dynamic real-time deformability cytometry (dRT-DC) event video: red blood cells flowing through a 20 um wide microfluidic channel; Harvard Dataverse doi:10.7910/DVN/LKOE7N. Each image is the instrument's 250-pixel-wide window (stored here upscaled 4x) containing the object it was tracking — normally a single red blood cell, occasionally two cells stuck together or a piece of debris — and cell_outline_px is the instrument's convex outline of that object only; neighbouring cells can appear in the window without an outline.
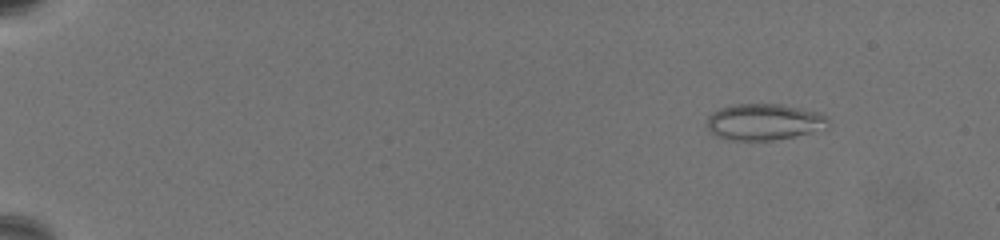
{"species": "common noctule bat (a hibernating species)", "species_latin": "Nyctalus noctula", "temperature_condition": "warm", "stored_images_in_passage": 68, "camera_frame_rate_fps": 3000, "um_per_image_px": 0.085, "animal": {"sex": "female", "body_mass_g": 19.5, "forearm_length_mm": 54.1}, "frame": {"image": 1, "passage_image": 9, "time_ms": 2.667, "image_size_px": [1000, 240], "cell_outline_px": [[828, 120], [808, 132], [792, 136], [772, 140], [728, 140], [716, 136], [708, 128], [708, 116], [712, 112], [720, 108], [736, 104], [780, 104], [820, 112], [828, 116]], "centroid_in_image_um": [64.84, 10.34], "position_along_channel_um": 20.2, "area_um2": 24.97}}
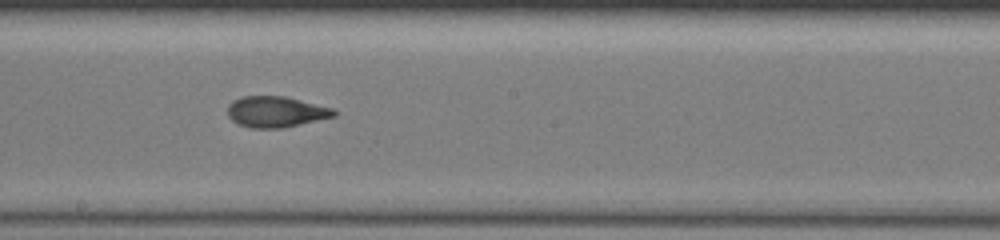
{"frame": {"image": 2, "passage_image": 42, "time_ms": 13.667, "image_size_px": [1000, 240], "cell_outline_px": [[336, 116], [284, 128], [252, 128], [236, 124], [228, 116], [228, 104], [232, 100], [240, 96], [284, 96], [332, 108], [336, 112]], "centroid_in_image_um": [23.41, 9.51], "position_along_channel_um": 224.8, "area_um2": 19.25}}
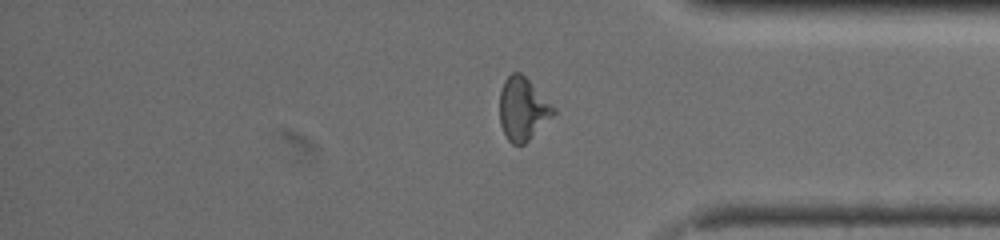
{"frame": {"image": 3, "passage_image": 58, "time_ms": 19.0, "image_size_px": [1000, 240], "cell_outline_px": [[556, 112], [524, 144], [512, 144], [508, 140], [500, 124], [500, 92], [504, 80], [512, 72], [520, 72], [556, 108]], "centroid_in_image_um": [44.42, 9.25], "position_along_channel_um": 390.8, "area_um2": 19.36}, "authors_computed_cell_mechanics": {"area_um2": 20.6924, "velocity_mm_per_s": 3.2522, "shape_relaxation_time_tau1_ms": null, "shape_relaxation_time_tau2_ms": 1.8418, "deformation_change_tau1": null, "deformation_change_tau2": 0.0862}}